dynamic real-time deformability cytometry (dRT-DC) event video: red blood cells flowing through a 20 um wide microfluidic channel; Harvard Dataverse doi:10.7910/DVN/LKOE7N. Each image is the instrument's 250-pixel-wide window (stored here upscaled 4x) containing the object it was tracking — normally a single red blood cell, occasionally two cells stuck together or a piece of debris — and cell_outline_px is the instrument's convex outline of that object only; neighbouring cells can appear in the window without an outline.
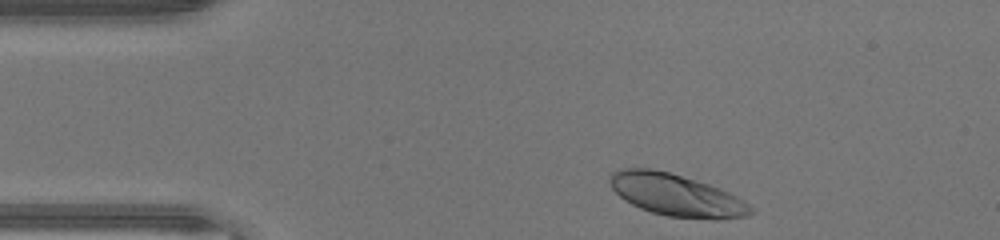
{"species": "human", "species_latin": "Homo sapiens", "temperature_condition": "warm", "stored_images_in_passage": 33, "camera_frame_rate_fps": 3000, "um_per_image_px": 0.085, "donor": {"sex": "male"}, "frame": {"image": 1, "passage_image": 2, "time_ms": 0.333, "image_size_px": [1000, 240], "cell_outline_px": [[756, 208], [748, 216], [716, 220], [668, 216], [652, 212], [640, 208], [624, 200], [612, 188], [608, 180], [612, 172], [620, 168], [652, 168], [668, 172], [708, 184], [720, 188], [744, 200]], "centroid_in_image_um": [57.5, 16.59], "position_along_channel_um": 27.5, "area_um2": 34.62}}
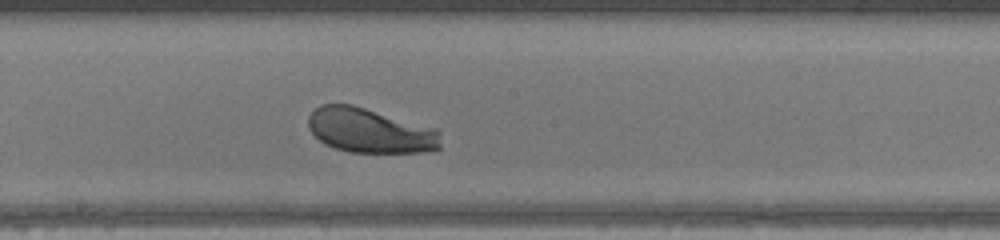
{"frame": {"image": 2, "passage_image": 19, "time_ms": 6.0, "image_size_px": [1000, 240], "cell_outline_px": [[440, 148], [424, 152], [348, 152], [324, 144], [308, 128], [308, 116], [320, 104], [352, 104], [436, 128], [440, 132]], "centroid_in_image_um": [31.45, 11.09], "position_along_channel_um": 216.8, "area_um2": 34.45}}
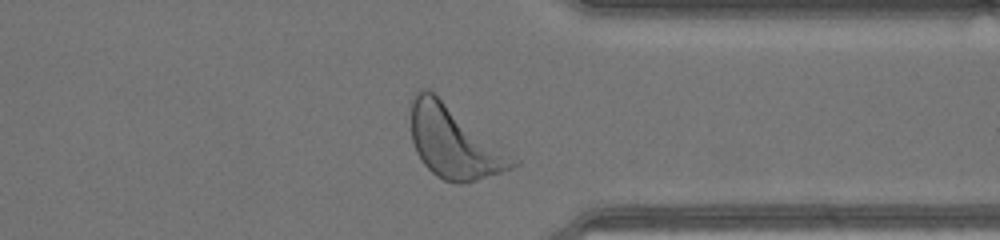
{"frame": {"image": 3, "passage_image": 30, "time_ms": 9.667, "image_size_px": [1000, 240], "cell_outline_px": [[520, 164], [512, 168], [476, 180], [460, 184], [456, 184], [444, 180], [436, 176], [420, 160], [416, 152], [412, 140], [412, 96], [420, 88], [428, 88], [520, 160]], "centroid_in_image_um": [38.61, 12.09], "position_along_channel_um": 372.8, "area_um2": 42.6}, "authors_computed_cell_mechanics": {"area_um2": 35.0268, "velocity_mm_per_s": 4.395, "shape_relaxation_time_tau1_ms": 0.8495, "shape_relaxation_time_tau2_ms": null, "deformation_change_tau1": 0.1145, "deformation_change_tau2": null}}